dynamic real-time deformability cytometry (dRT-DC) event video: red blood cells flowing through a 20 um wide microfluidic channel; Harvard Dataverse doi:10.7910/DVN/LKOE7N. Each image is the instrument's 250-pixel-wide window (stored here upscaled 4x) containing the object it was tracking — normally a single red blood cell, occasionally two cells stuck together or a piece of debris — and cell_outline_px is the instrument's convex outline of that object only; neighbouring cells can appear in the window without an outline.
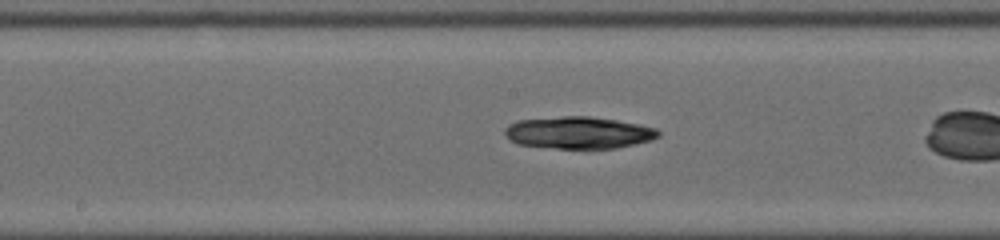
{"species": "common noctule bat (a hibernating species)", "species_latin": "Nyctalus noctula", "temperature_condition": "cold", "stored_images_in_passage": 26, "camera_frame_rate_fps": 3000, "um_per_image_px": 0.085, "animal": {"sex": "male", "body_mass_g": 19.0, "forearm_length_mm": 50.8}, "frame": {"image": 1, "passage_image": 12, "time_ms": 3.667, "image_size_px": [1000, 240], "cell_outline_px": [[660, 136], [652, 140], [636, 144], [616, 148], [556, 148], [516, 144], [504, 136], [504, 128], [508, 124], [516, 120], [564, 116], [588, 116], [616, 120], [640, 124], [656, 128], [660, 132]], "centroid_in_image_um": [49.16, 11.27], "position_along_channel_um": 199.0, "area_um2": 28.9}}
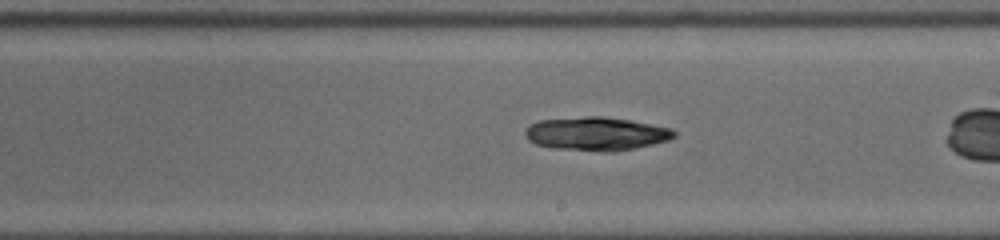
{"frame": {"image": 2, "passage_image": 15, "time_ms": 4.667, "image_size_px": [1000, 240], "cell_outline_px": [[676, 136], [668, 140], [652, 144], [612, 152], [608, 152], [552, 148], [536, 144], [528, 140], [524, 132], [532, 124], [540, 120], [588, 116], [604, 116], [632, 120], [672, 128], [676, 132]], "centroid_in_image_um": [50.71, 11.36], "position_along_channel_um": 238.3, "area_um2": 29.02}}